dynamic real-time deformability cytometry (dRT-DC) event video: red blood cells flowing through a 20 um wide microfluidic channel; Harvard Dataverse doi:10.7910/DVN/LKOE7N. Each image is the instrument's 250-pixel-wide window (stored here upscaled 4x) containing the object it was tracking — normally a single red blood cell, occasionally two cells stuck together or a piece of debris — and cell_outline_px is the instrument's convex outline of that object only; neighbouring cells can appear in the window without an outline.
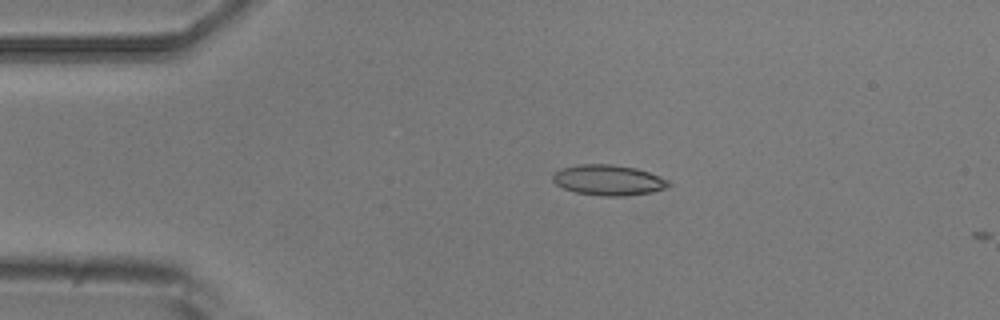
{"species": "common noctule bat (a hibernating species)", "species_latin": "Nyctalus noctula", "temperature_condition": "room temperature", "stored_images_in_passage": 3, "camera_frame_rate_fps": 3000, "um_per_image_px": 0.085, "animal": {"sex": "male", "body_mass_g": 20.5, "forearm_length_mm": 52.5}, "frame": {"image": 1, "passage_image": 2, "time_ms": 1.333, "image_size_px": [1000, 320], "cell_outline_px": [[672, 184], [664, 188], [652, 192], [624, 196], [600, 196], [576, 192], [564, 188], [556, 184], [552, 180], [552, 176], [560, 168], [580, 164], [612, 164], [636, 168], [648, 172], [668, 180]], "centroid_in_image_um": [51.7, 15.31], "position_along_channel_um": 33.3, "area_um2": 20.52}}